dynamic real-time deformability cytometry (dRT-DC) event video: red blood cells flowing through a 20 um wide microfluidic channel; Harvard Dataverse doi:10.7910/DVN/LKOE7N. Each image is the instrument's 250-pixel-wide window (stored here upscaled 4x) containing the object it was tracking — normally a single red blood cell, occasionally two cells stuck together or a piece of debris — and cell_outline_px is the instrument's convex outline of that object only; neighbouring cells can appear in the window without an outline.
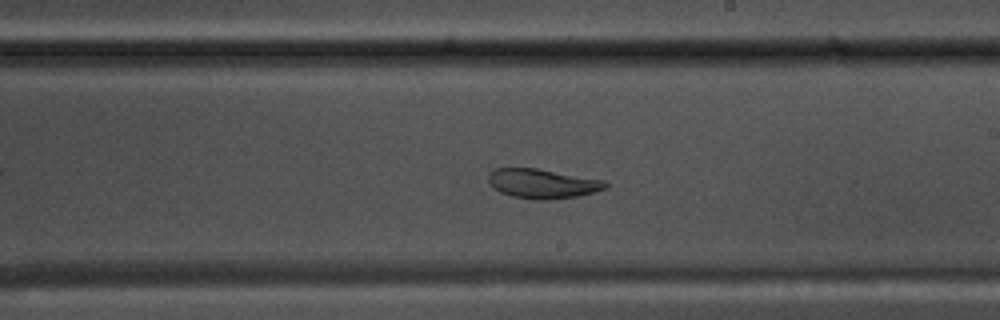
{"species": "common noctule bat (a hibernating species)", "species_latin": "Nyctalus noctula", "temperature_condition": "warm", "stored_images_in_passage": 53, "segment_of_instrument_passage": [1, 2], "camera_frame_rate_fps": 3000, "um_per_image_px": 0.085, "animal": {"sex": "male", "body_mass_g": 17.5, "forearm_length_mm": 52.3}, "frame": {"image": 1, "passage_image": 29, "time_ms": 9.333, "image_size_px": [1000, 320], "cell_outline_px": [[612, 184], [608, 188], [580, 196], [544, 200], [536, 200], [512, 196], [500, 192], [492, 188], [488, 184], [488, 172], [492, 168], [536, 168], [604, 180]], "centroid_in_image_um": [46.1, 15.61], "position_along_channel_um": 242.9, "area_um2": 20.46}}
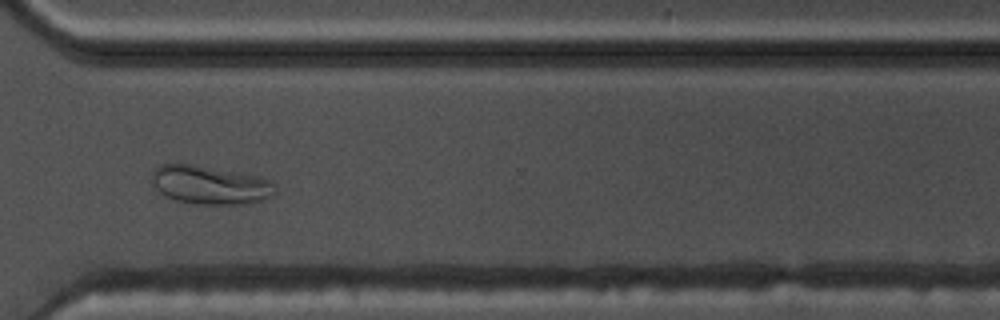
{"frame": {"image": 2, "passage_image": 38, "time_ms": 12.333, "image_size_px": [1000, 320], "cell_outline_px": [[276, 192], [272, 196], [264, 200], [240, 204], [200, 204], [176, 200], [164, 196], [152, 184], [152, 172], [160, 164], [188, 164], [260, 176], [272, 180], [276, 184]], "centroid_in_image_um": [17.89, 15.73], "position_along_channel_um": 352.7, "area_um2": 27.69}}
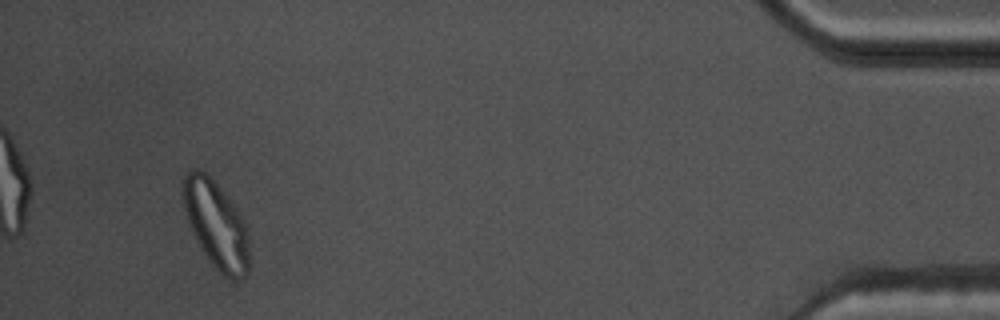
{"frame": {"image": 3, "passage_image": 49, "time_ms": 16.0, "image_size_px": [1000, 320], "cell_outline_px": [[248, 272], [240, 280], [232, 280], [224, 276], [208, 260], [192, 232], [184, 208], [184, 176], [188, 172], [196, 168], [204, 172], [232, 200], [240, 212], [244, 220], [248, 232]], "centroid_in_image_um": [18.41, 19.12], "position_along_channel_um": 416.8, "area_um2": 33.35}}